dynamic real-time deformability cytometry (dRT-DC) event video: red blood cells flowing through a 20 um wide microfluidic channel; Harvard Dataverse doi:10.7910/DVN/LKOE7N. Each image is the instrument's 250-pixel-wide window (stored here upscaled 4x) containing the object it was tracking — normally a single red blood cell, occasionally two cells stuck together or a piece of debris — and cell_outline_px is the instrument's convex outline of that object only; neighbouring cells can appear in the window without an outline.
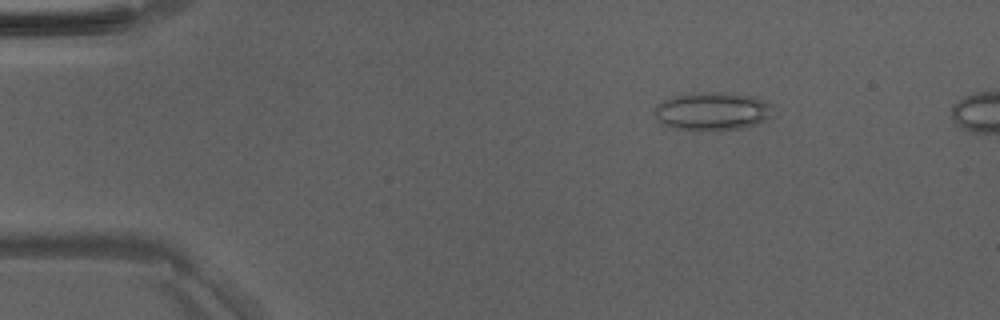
{"species": "Egyptian fruit bat (a non-hibernating species)", "species_latin": "Rousettus aegyptiacus", "temperature_condition": "room temperature", "stored_images_in_passage": 44, "camera_frame_rate_fps": 3000, "um_per_image_px": 0.085, "animal": {"sex": "male"}, "frame": {"image": 1, "passage_image": 4, "time_ms": 1.0, "image_size_px": [1000, 320], "cell_outline_px": [[772, 116], [756, 124], [744, 128], [708, 132], [700, 132], [672, 128], [660, 124], [656, 120], [652, 112], [656, 104], [660, 100], [672, 96], [692, 92], [724, 92], [752, 96], [772, 104]], "centroid_in_image_um": [60.46, 9.48], "position_along_channel_um": 24.5, "area_um2": 27.46}}
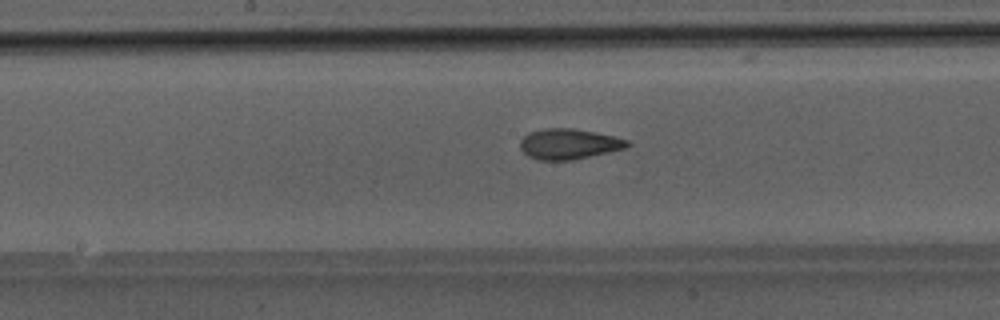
{"frame": {"image": 2, "passage_image": 22, "time_ms": 7.0, "image_size_px": [1000, 320], "cell_outline_px": [[632, 144], [628, 148], [572, 160], [540, 160], [528, 156], [520, 148], [520, 140], [528, 132], [544, 128], [576, 128], [612, 136], [628, 140]], "centroid_in_image_um": [48.36, 12.23], "position_along_channel_um": 199.8, "area_um2": 19.13}}
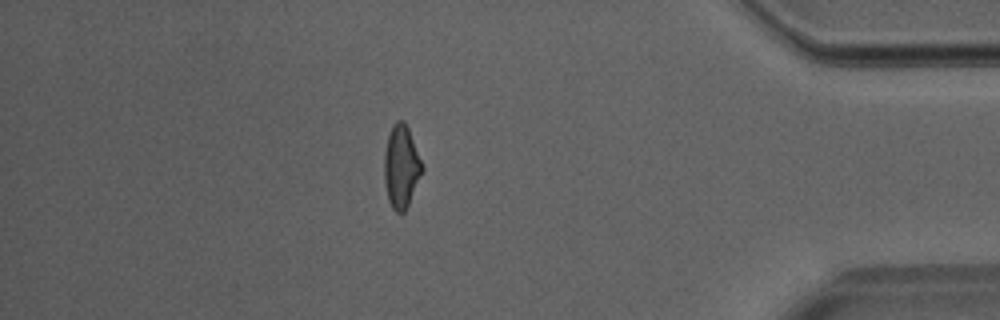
{"frame": {"image": 3, "passage_image": 39, "time_ms": 12.667, "image_size_px": [1000, 320], "cell_outline_px": [[424, 168], [408, 204], [404, 212], [396, 212], [392, 208], [388, 200], [384, 180], [384, 152], [388, 136], [392, 124], [396, 120], [404, 120], [408, 128]], "centroid_in_image_um": [34.09, 14.14], "position_along_channel_um": 401.1, "area_um2": 18.15}}